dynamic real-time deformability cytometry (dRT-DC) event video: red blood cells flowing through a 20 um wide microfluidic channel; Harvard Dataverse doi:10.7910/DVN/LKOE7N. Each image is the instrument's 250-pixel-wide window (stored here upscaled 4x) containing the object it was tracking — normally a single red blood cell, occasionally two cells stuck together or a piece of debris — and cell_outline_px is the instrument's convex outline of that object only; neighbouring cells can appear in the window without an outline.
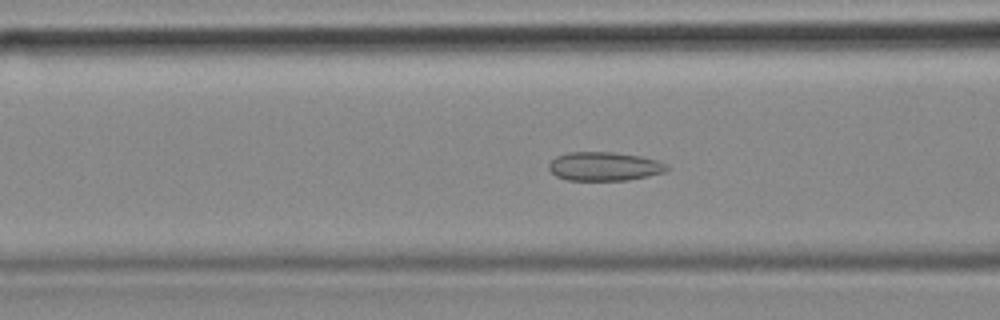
{"species": "common noctule bat (a hibernating species)", "species_latin": "Nyctalus noctula", "temperature_condition": "cold", "stored_images_in_passage": 54, "camera_frame_rate_fps": 3000, "um_per_image_px": 0.085, "animal": {"sex": "female", "body_mass_g": 18.4}, "frame": {"image": 1, "passage_image": 20, "time_ms": 6.333, "image_size_px": [1000, 320], "cell_outline_px": [[668, 168], [664, 172], [648, 176], [628, 180], [568, 180], [556, 176], [548, 168], [548, 164], [556, 156], [568, 152], [612, 152], [640, 156], [656, 160], [664, 164]], "centroid_in_image_um": [51.32, 14.14], "position_along_channel_um": 115.3, "area_um2": 19.65}}
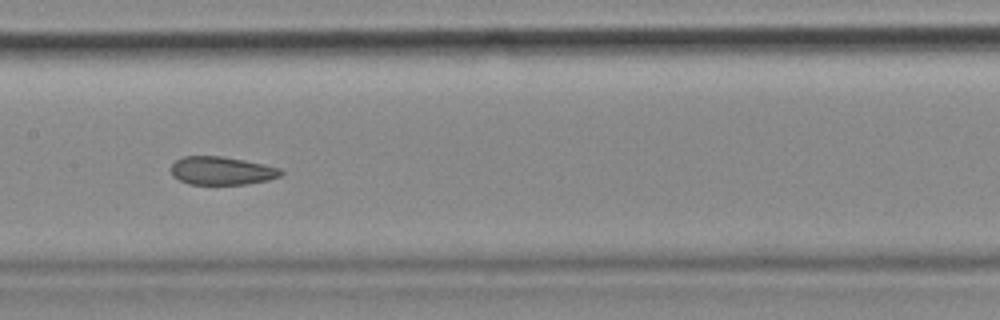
{"frame": {"image": 2, "passage_image": 26, "time_ms": 8.333, "image_size_px": [1000, 320], "cell_outline_px": [[284, 172], [280, 176], [268, 180], [244, 184], [188, 184], [172, 176], [172, 164], [176, 160], [184, 156], [220, 156], [244, 160], [264, 164], [280, 168]], "centroid_in_image_um": [18.85, 14.51], "position_along_channel_um": 188.6, "area_um2": 17.98}}
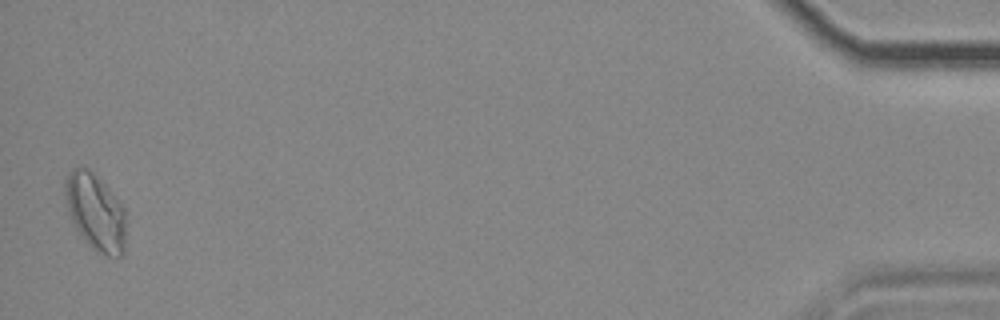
{"frame": {"image": 3, "passage_image": 53, "time_ms": 17.333, "image_size_px": [1000, 320], "cell_outline_px": [[124, 256], [108, 256], [96, 252], [80, 236], [72, 220], [68, 208], [64, 192], [64, 180], [68, 172], [72, 168], [88, 168], [108, 188], [124, 208]], "centroid_in_image_um": [8.09, 18.03], "position_along_channel_um": 427.1, "area_um2": 26.93}, "authors_computed_cell_mechanics": {"area_um2": 20.519, "velocity_mm_per_s": 3.6747, "shape_relaxation_time_tau1_ms": null, "shape_relaxation_time_tau2_ms": 2.0489, "deformation_change_tau1": null, "deformation_change_tau2": 0.0779}}